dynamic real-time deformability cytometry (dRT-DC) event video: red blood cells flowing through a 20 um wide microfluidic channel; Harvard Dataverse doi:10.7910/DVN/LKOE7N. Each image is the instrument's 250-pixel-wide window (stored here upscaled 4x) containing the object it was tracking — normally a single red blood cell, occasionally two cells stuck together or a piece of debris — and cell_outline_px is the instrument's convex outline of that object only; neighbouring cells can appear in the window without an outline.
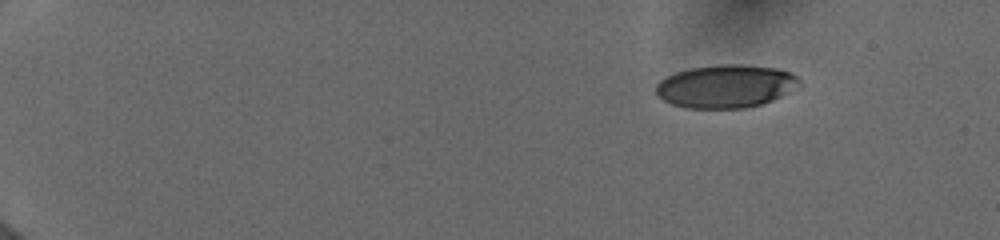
{"species": "human", "species_latin": "Homo sapiens", "temperature_condition": "cold", "stored_images_in_passage": 52, "camera_frame_rate_fps": 3000, "um_per_image_px": 0.085, "donor": {"sex": "female"}, "frame": {"image": 1, "passage_image": 1, "time_ms": 0.0, "image_size_px": [1000, 240], "cell_outline_px": [[800, 88], [764, 104], [744, 108], [688, 108], [672, 104], [656, 96], [656, 84], [660, 80], [676, 72], [692, 68], [720, 64], [740, 64], [776, 68], [792, 72], [800, 80]], "centroid_in_image_um": [61.74, 7.33], "position_along_channel_um": 23.3, "area_um2": 36.3}}
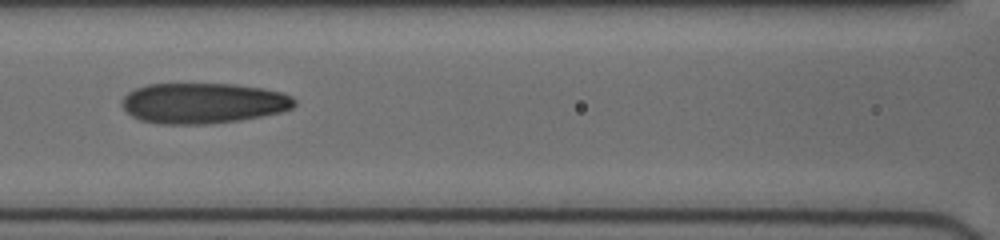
{"frame": {"image": 2, "passage_image": 31, "time_ms": 6.667, "image_size_px": [1000, 240], "cell_outline_px": [[296, 104], [292, 108], [280, 112], [240, 120], [204, 124], [160, 124], [140, 120], [132, 116], [120, 104], [120, 100], [128, 92], [136, 88], [148, 84], [236, 84], [264, 88], [280, 92], [292, 96], [296, 100]], "centroid_in_image_um": [17.25, 8.76], "position_along_channel_um": 149.3, "area_um2": 40.86}}
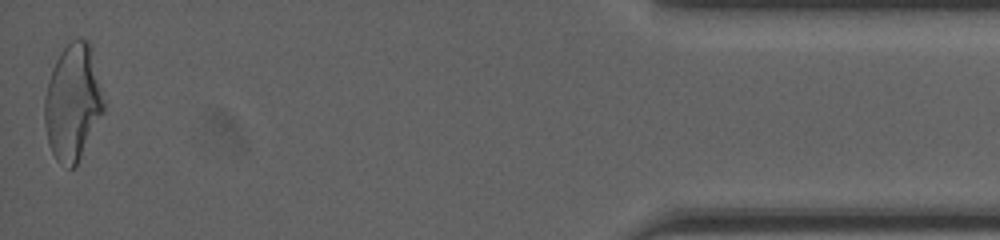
{"frame": {"image": 3, "passage_image": 52, "time_ms": 15.333, "image_size_px": [1000, 240], "cell_outline_px": [[104, 112], [76, 168], [68, 168], [60, 164], [56, 160], [48, 144], [44, 124], [44, 100], [48, 80], [52, 68], [60, 52], [72, 40], [88, 40], [92, 48], [104, 100]], "centroid_in_image_um": [6.18, 8.75], "position_along_channel_um": 429.0, "area_um2": 40.46}, "authors_computed_cell_mechanics": {"area_um2": 39.5063, "velocity_mm_per_s": 4.0065, "shape_relaxation_time_tau1_ms": 5.4794, "shape_relaxation_time_tau2_ms": 1.5458, "deformation_change_tau1": 0.1922, "deformation_change_tau2": 0.0952}}